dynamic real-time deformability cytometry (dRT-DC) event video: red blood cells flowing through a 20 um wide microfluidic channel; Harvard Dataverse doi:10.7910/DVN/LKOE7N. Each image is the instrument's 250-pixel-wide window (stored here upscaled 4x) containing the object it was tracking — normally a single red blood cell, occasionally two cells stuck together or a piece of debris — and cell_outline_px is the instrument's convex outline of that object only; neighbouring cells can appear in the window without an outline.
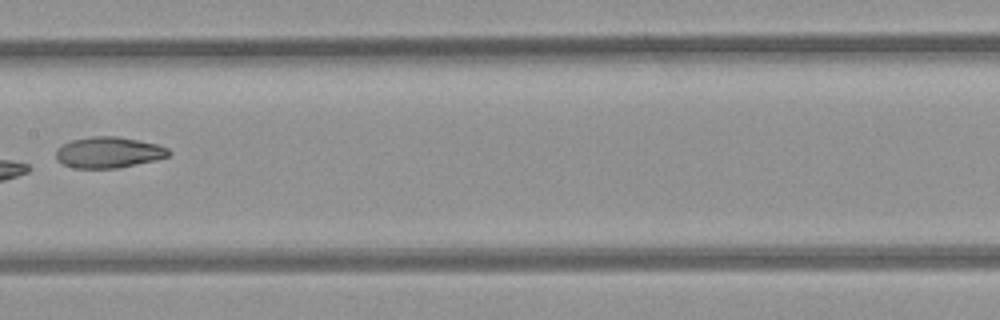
{"species": "common noctule bat (a hibernating species)", "species_latin": "Nyctalus noctula", "temperature_condition": "room temperature", "stored_images_in_passage": 6, "camera_frame_rate_fps": 3000, "um_per_image_px": 0.085, "animal": {"sex": "female", "body_mass_g": 21.9}, "frame": {"image": 1, "passage_image": 4, "time_ms": 3.667, "image_size_px": [1000, 320], "cell_outline_px": [[172, 152], [168, 156], [152, 160], [116, 168], [72, 168], [64, 164], [56, 156], [56, 152], [64, 144], [72, 140], [92, 136], [116, 136], [156, 144], [168, 148]], "centroid_in_image_um": [9.23, 12.95], "position_along_channel_um": 198.2, "area_um2": 19.88}}
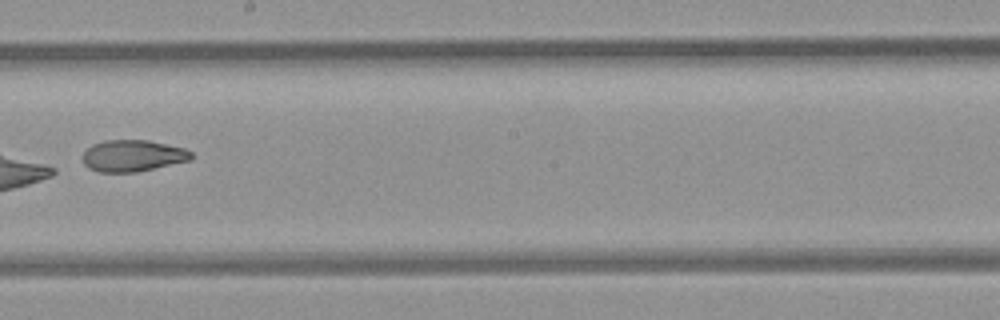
{"frame": {"image": 2, "passage_image": 5, "time_ms": 4.667, "image_size_px": [1000, 320], "cell_outline_px": [[192, 160], [136, 172], [100, 172], [88, 168], [84, 164], [84, 152], [92, 144], [104, 140], [148, 140], [184, 148], [192, 152]], "centroid_in_image_um": [11.29, 13.24], "position_along_channel_um": 236.9, "area_um2": 19.94}}
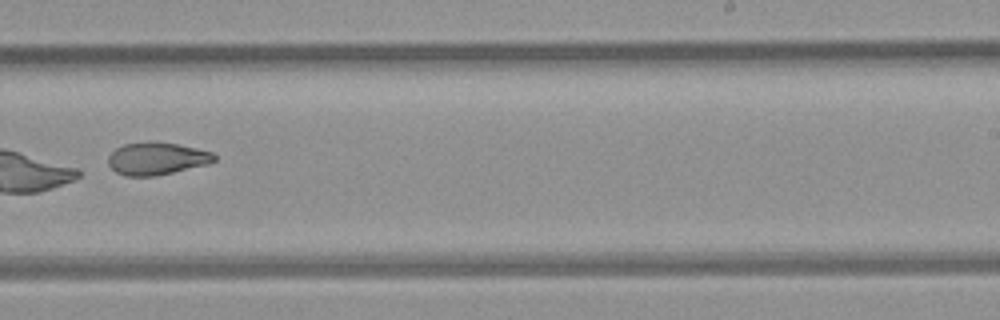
{"frame": {"image": 3, "passage_image": 6, "time_ms": 5.667, "image_size_px": [1000, 320], "cell_outline_px": [[216, 160], [208, 164], [156, 176], [124, 176], [116, 172], [108, 164], [108, 156], [116, 148], [124, 144], [176, 144], [196, 148], [212, 152], [216, 156]], "centroid_in_image_um": [13.33, 13.52], "position_along_channel_um": 275.7, "area_um2": 19.48}}